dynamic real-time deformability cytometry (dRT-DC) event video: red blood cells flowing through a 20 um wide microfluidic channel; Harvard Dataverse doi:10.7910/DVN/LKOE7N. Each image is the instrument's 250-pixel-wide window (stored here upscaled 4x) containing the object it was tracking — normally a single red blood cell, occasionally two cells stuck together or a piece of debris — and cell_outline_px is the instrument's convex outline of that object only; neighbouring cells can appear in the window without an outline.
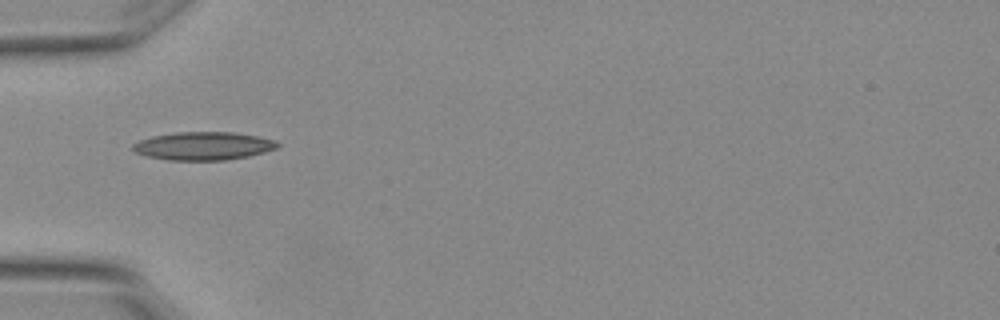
{"species": "Egyptian fruit bat (a non-hibernating species)", "species_latin": "Rousettus aegyptiacus", "temperature_condition": "warm", "stored_images_in_passage": 3, "camera_frame_rate_fps": 3000, "um_per_image_px": 0.085, "animal": {"sex": "female"}, "frame": {"image": 1, "passage_image": 1, "time_ms": 0.0, "image_size_px": [1000, 320], "cell_outline_px": [[280, 144], [276, 148], [264, 152], [248, 156], [224, 160], [168, 160], [148, 156], [136, 152], [132, 148], [132, 144], [140, 140], [152, 136], [176, 132], [236, 132], [276, 140]], "centroid_in_image_um": [17.29, 12.4], "position_along_channel_um": 67.7, "area_um2": 23.64}}
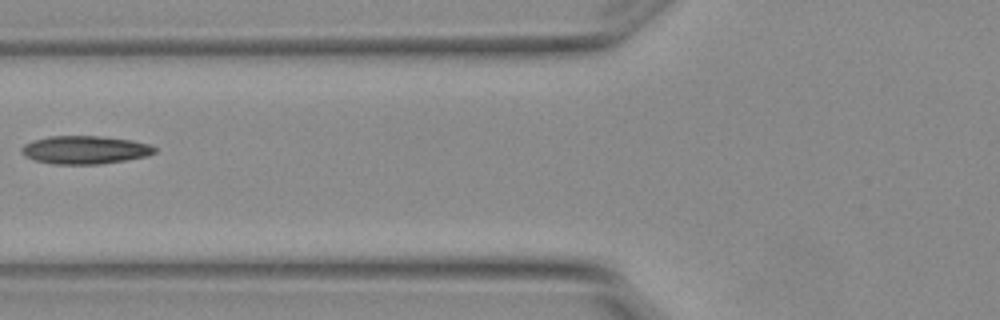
{"frame": {"image": 2, "passage_image": 2, "time_ms": 0.333, "image_size_px": [1000, 320], "cell_outline_px": [[156, 152], [148, 156], [100, 164], [52, 164], [36, 160], [20, 152], [20, 148], [24, 144], [32, 140], [48, 136], [100, 136], [132, 140], [148, 144], [156, 148]], "centroid_in_image_um": [7.21, 12.73], "position_along_channel_um": 118.6, "area_um2": 21.79}}
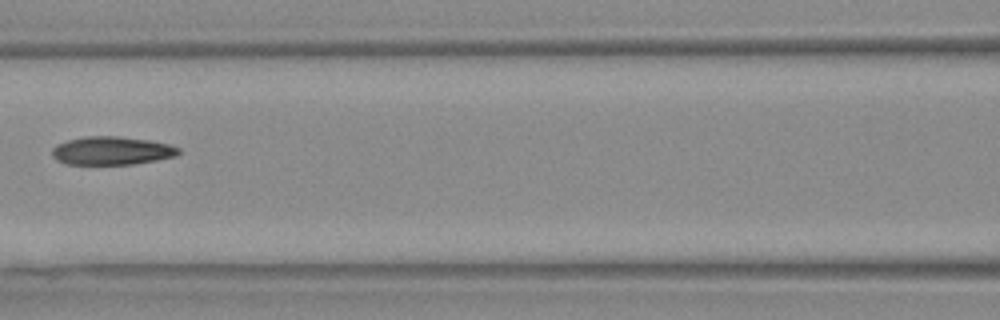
{"frame": {"image": 3, "passage_image": 3, "time_ms": 0.667, "image_size_px": [1000, 320], "cell_outline_px": [[180, 152], [176, 156], [156, 160], [132, 164], [68, 164], [56, 160], [52, 156], [52, 148], [56, 144], [68, 140], [84, 136], [120, 136], [148, 140], [168, 144], [180, 148]], "centroid_in_image_um": [9.48, 12.8], "position_along_channel_um": 157.1, "area_um2": 20.87}}